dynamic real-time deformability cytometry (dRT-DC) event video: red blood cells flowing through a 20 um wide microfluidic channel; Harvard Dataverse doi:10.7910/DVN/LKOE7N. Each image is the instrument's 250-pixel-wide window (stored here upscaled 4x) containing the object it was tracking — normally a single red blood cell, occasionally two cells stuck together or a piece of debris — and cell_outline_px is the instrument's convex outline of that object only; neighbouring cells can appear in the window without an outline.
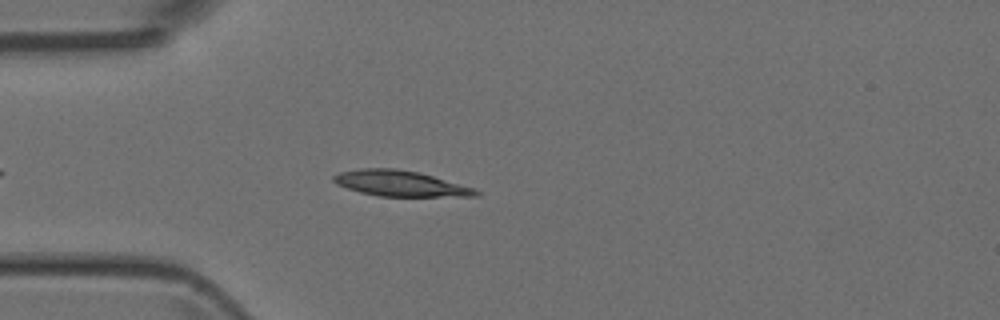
{"species": "Egyptian fruit bat (a non-hibernating species)", "species_latin": "Rousettus aegyptiacus", "temperature_condition": "room temperature", "stored_images_in_passage": 2, "camera_frame_rate_fps": 3000, "um_per_image_px": 0.085, "animal": {"sex": "female"}, "frame": {"image": 1, "passage_image": 2, "time_ms": 1.0, "image_size_px": [1000, 320], "cell_outline_px": [[480, 196], [380, 196], [360, 192], [336, 184], [332, 180], [332, 176], [340, 172], [360, 168], [392, 168], [420, 172], [476, 188], [480, 192]], "centroid_in_image_um": [34.05, 15.59], "position_along_channel_um": 51.0, "area_um2": 21.33}}